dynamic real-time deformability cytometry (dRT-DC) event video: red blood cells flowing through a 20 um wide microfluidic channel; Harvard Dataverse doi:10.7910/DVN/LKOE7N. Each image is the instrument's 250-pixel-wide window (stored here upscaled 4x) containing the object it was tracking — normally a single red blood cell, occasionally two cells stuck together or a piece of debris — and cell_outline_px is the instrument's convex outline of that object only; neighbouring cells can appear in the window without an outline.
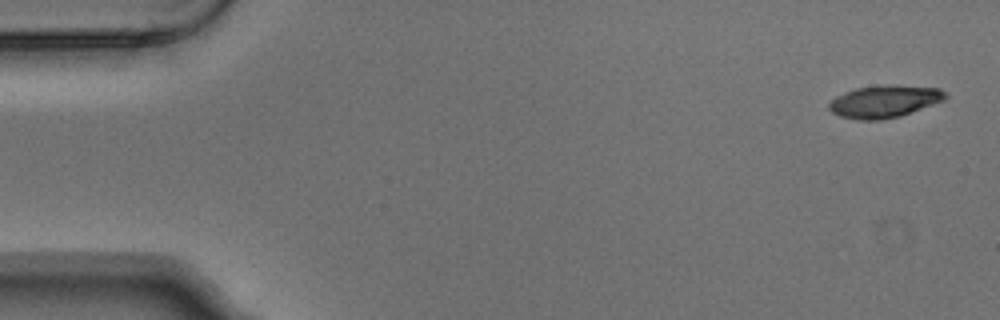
{"species": "Egyptian fruit bat (a non-hibernating species)", "species_latin": "Rousettus aegyptiacus", "temperature_condition": "warm", "stored_images_in_passage": 5, "camera_frame_rate_fps": 3000, "um_per_image_px": 0.085, "animal": {"sex": "male"}, "frame": {"image": 1, "passage_image": 1, "time_ms": 0.0, "image_size_px": [1000, 320], "cell_outline_px": [[948, 96], [944, 100], [900, 116], [880, 120], [856, 120], [840, 116], [832, 112], [828, 108], [828, 104], [836, 96], [844, 92], [856, 88], [888, 84], [892, 84], [940, 88]], "centroid_in_image_um": [75.16, 8.61], "position_along_channel_um": 9.8, "area_um2": 21.96}}
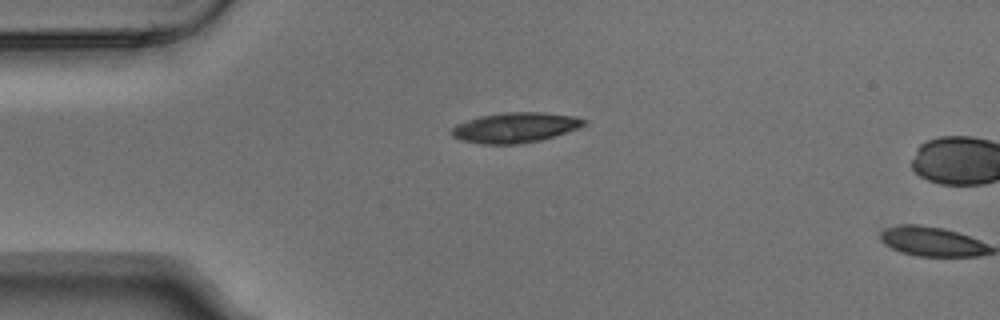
{"frame": {"image": 2, "passage_image": 4, "time_ms": 1.0, "image_size_px": [1000, 320], "cell_outline_px": [[588, 124], [540, 140], [516, 144], [480, 144], [464, 140], [452, 136], [452, 128], [456, 124], [480, 116], [504, 112], [540, 112], [576, 116], [588, 120]], "centroid_in_image_um": [43.8, 10.83], "position_along_channel_um": 41.2, "area_um2": 23.0}}